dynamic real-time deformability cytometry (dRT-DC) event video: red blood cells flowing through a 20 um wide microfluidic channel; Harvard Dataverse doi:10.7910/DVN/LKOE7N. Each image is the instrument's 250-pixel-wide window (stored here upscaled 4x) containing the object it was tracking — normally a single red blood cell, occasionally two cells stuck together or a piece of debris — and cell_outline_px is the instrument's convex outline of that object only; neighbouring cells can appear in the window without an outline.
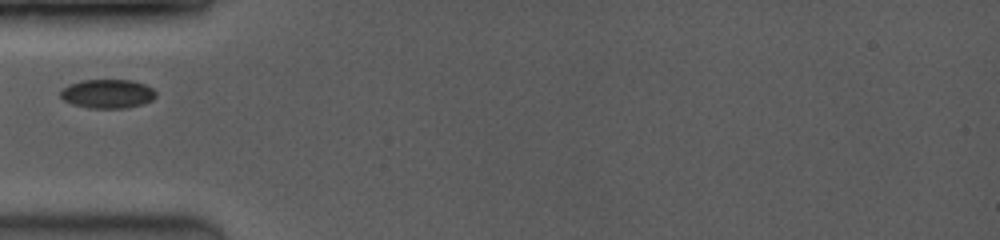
{"species": "common noctule bat (a hibernating species)", "species_latin": "Nyctalus noctula", "temperature_condition": "room temperature", "stored_images_in_passage": 8, "camera_frame_rate_fps": 3500, "um_per_image_px": 0.085, "animal": {"sex": "female", "body_mass_g": 19.0, "forearm_length_mm": 53.3}, "frame": {"image": 1, "passage_image": 1, "time_ms": 0.0, "image_size_px": [1000, 240], "cell_outline_px": [[156, 96], [152, 100], [140, 104], [124, 108], [88, 108], [72, 104], [64, 100], [60, 96], [60, 92], [68, 84], [80, 80], [132, 80], [144, 84], [152, 88], [156, 92]], "centroid_in_image_um": [9.12, 7.96], "position_along_channel_um": 75.9, "area_um2": 16.07}}
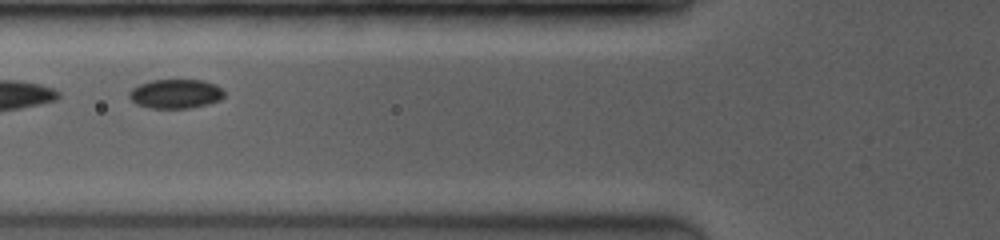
{"frame": {"image": 2, "passage_image": 3, "time_ms": 0.857, "image_size_px": [1000, 240], "cell_outline_px": [[224, 96], [220, 100], [208, 104], [188, 108], [148, 108], [136, 104], [128, 96], [128, 92], [132, 88], [140, 84], [152, 80], [204, 80], [216, 84], [224, 92]], "centroid_in_image_um": [14.92, 7.97], "position_along_channel_um": 110.9, "area_um2": 16.24}}